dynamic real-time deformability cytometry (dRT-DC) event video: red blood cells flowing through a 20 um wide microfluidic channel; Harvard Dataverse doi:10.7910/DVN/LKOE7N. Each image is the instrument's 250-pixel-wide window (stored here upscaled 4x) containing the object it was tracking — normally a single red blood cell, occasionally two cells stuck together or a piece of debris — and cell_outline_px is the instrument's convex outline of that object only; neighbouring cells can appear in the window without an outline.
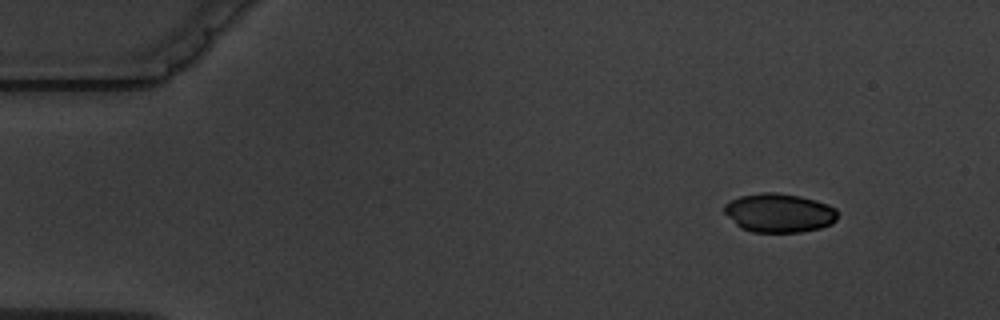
{"species": "common noctule bat (a hibernating species)", "species_latin": "Nyctalus noctula", "temperature_condition": "warm", "stored_images_in_passage": 3, "camera_frame_rate_fps": 3000, "um_per_image_px": 0.085, "animal": {"sex": "male", "body_mass_g": 19.5, "forearm_length_mm": 54.6}, "frame": {"image": 1, "passage_image": 1, "time_ms": 0.0, "image_size_px": [1000, 320], "cell_outline_px": [[836, 220], [832, 224], [820, 228], [800, 232], [752, 232], [740, 228], [724, 212], [724, 204], [740, 196], [760, 192], [776, 192], [800, 196], [816, 200], [828, 204], [836, 208]], "centroid_in_image_um": [66.23, 18.09], "position_along_channel_um": 18.8, "area_um2": 25.78}}